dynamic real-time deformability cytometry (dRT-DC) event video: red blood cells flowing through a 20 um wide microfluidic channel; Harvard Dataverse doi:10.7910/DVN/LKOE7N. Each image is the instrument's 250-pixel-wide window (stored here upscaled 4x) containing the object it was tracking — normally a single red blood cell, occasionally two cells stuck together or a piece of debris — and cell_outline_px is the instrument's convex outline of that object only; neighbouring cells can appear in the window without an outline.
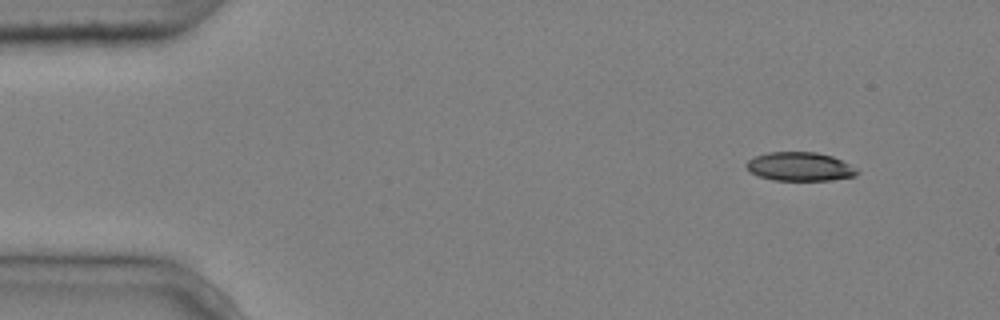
{"species": "common noctule bat (a hibernating species)", "species_latin": "Nyctalus noctula", "temperature_condition": "cold", "stored_images_in_passage": 4, "camera_frame_rate_fps": 3000, "um_per_image_px": 0.085, "animal": {"sex": "male", "body_mass_g": 20.4}, "frame": {"image": 1, "passage_image": 1, "time_ms": 0.0, "image_size_px": [1000, 320], "cell_outline_px": [[860, 172], [856, 176], [832, 180], [772, 180], [748, 172], [744, 164], [748, 160], [756, 156], [768, 152], [816, 152], [832, 156], [856, 168]], "centroid_in_image_um": [67.96, 14.16], "position_along_channel_um": 17.0, "area_um2": 18.61}}
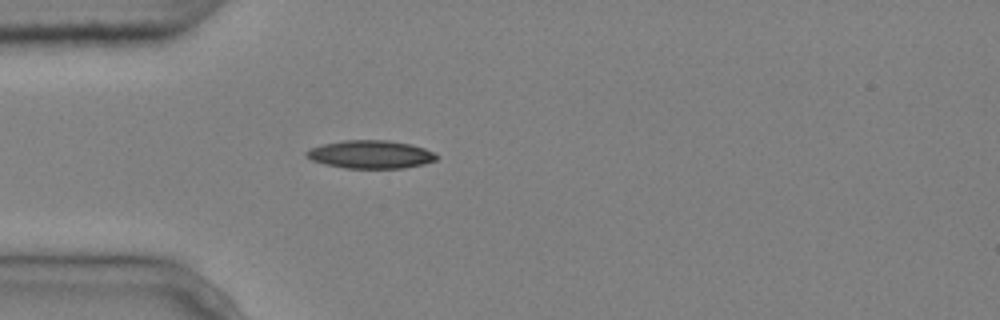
{"frame": {"image": 2, "passage_image": 4, "time_ms": 1.0, "image_size_px": [1000, 320], "cell_outline_px": [[440, 156], [436, 160], [424, 164], [404, 168], [344, 168], [324, 164], [312, 160], [304, 156], [304, 152], [308, 148], [324, 144], [344, 140], [388, 140], [412, 144], [424, 148]], "centroid_in_image_um": [31.48, 13.12], "position_along_channel_um": 53.5, "area_um2": 21.5}}